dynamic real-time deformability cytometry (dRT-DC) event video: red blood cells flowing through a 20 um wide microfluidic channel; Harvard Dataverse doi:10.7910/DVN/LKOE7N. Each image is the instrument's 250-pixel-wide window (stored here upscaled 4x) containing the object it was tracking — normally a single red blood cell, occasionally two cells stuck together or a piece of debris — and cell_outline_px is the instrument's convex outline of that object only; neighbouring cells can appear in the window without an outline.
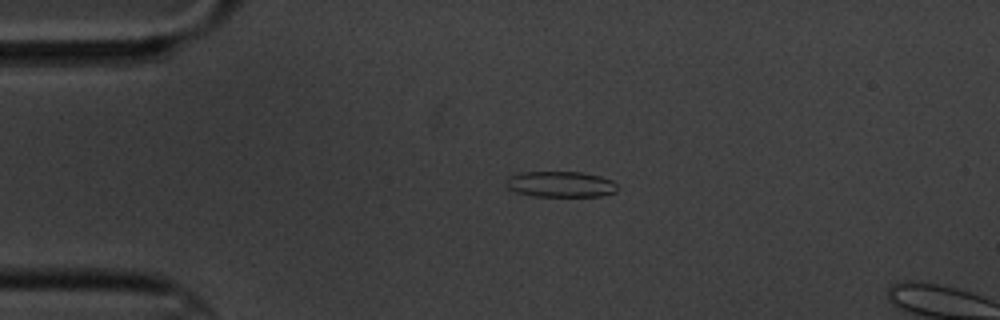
{"species": "common noctule bat (a hibernating species)", "species_latin": "Nyctalus noctula", "temperature_condition": "cold", "stored_images_in_passage": 5, "camera_frame_rate_fps": 3000, "um_per_image_px": 0.085, "animal": {"sex": "male", "body_mass_g": 20.1, "forearm_length_mm": 53.5}, "frame": {"image": 1, "passage_image": 5, "time_ms": 4.667, "image_size_px": [1000, 320], "cell_outline_px": [[616, 192], [600, 196], [532, 196], [516, 192], [508, 188], [508, 176], [520, 172], [580, 172], [600, 176], [612, 180], [616, 184]], "centroid_in_image_um": [47.65, 15.66], "position_along_channel_um": 37.3, "area_um2": 16.65}}